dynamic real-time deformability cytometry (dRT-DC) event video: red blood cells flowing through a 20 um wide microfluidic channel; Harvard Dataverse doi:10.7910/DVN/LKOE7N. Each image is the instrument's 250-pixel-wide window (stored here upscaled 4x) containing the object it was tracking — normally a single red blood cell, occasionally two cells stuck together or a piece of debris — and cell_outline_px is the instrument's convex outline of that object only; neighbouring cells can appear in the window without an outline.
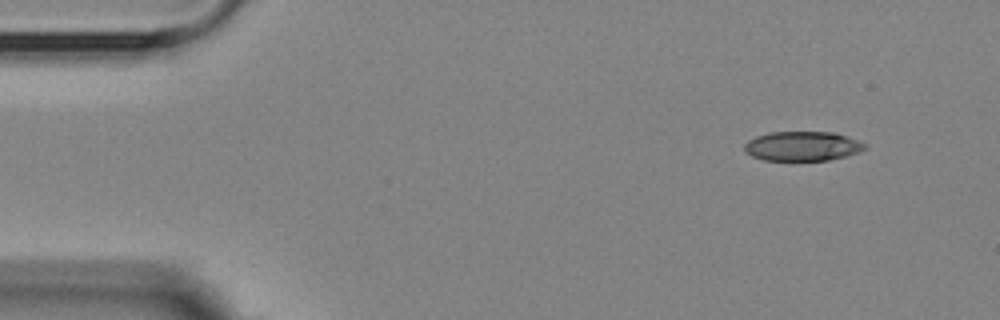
{"species": "Egyptian fruit bat (a non-hibernating species)", "species_latin": "Rousettus aegyptiacus", "temperature_condition": "room temperature", "stored_images_in_passage": 4, "camera_frame_rate_fps": 3000, "um_per_image_px": 0.085, "animal": {"sex": "female"}, "frame": {"image": 1, "passage_image": 1, "time_ms": 0.0, "image_size_px": [1000, 320], "cell_outline_px": [[868, 148], [860, 152], [848, 156], [828, 160], [764, 160], [752, 156], [744, 152], [744, 144], [748, 140], [756, 136], [768, 132], [836, 132], [848, 136], [868, 144]], "centroid_in_image_um": [68.25, 12.42], "position_along_channel_um": 16.8, "area_um2": 21.04}}
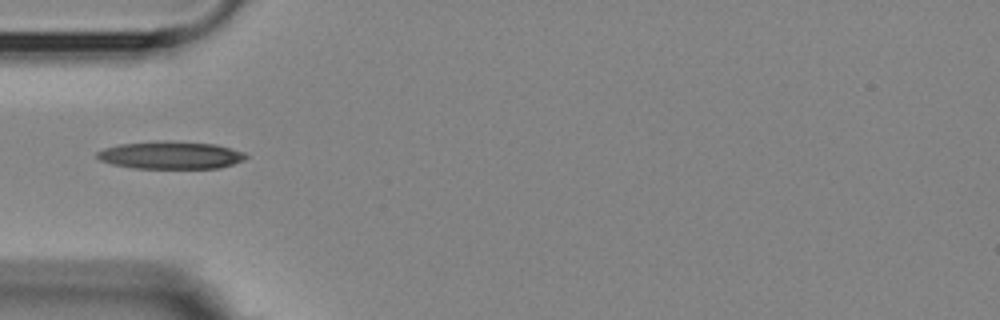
{"frame": {"image": 2, "passage_image": 4, "time_ms": 4.0, "image_size_px": [1000, 320], "cell_outline_px": [[248, 156], [244, 160], [220, 168], [132, 168], [112, 164], [100, 160], [96, 156], [96, 152], [104, 148], [120, 144], [156, 140], [172, 140], [216, 144], [244, 152]], "centroid_in_image_um": [14.49, 13.17], "position_along_channel_um": 70.5, "area_um2": 24.22}}